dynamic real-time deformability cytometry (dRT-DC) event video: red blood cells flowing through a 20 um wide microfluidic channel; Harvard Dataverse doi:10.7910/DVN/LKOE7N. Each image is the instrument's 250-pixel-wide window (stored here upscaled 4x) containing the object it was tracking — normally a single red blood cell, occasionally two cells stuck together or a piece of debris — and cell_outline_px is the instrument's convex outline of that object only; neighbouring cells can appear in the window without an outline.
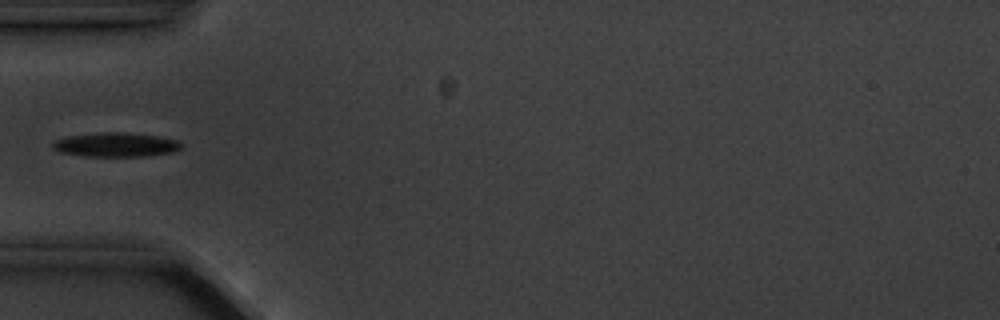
{"species": "common noctule bat (a hibernating species)", "species_latin": "Nyctalus noctula", "temperature_condition": "cold", "stored_images_in_passage": 4, "camera_frame_rate_fps": 3000, "um_per_image_px": 0.085, "animal": {"sex": "male", "body_mass_g": 20.1, "forearm_length_mm": 53.5}, "frame": {"image": 1, "passage_image": 4, "time_ms": 3.333, "image_size_px": [1000, 320], "cell_outline_px": [[180, 148], [172, 152], [144, 156], [84, 156], [60, 152], [52, 148], [52, 140], [64, 136], [96, 132], [124, 132], [156, 136], [176, 140], [180, 144]], "centroid_in_image_um": [9.73, 12.29], "position_along_channel_um": 75.3, "area_um2": 18.15}}